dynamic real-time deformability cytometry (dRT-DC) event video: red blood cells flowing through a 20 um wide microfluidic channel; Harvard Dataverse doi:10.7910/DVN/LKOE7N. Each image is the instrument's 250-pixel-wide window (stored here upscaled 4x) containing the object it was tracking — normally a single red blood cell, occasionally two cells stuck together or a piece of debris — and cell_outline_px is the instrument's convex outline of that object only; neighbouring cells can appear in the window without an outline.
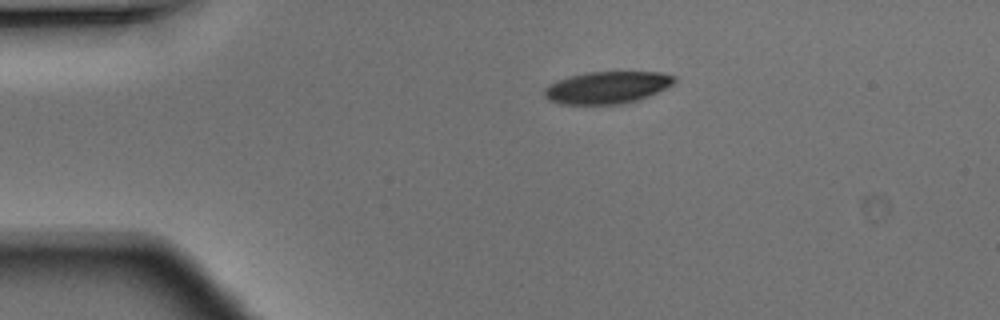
{"species": "Egyptian fruit bat (a non-hibernating species)", "species_latin": "Rousettus aegyptiacus", "temperature_condition": "warm", "stored_images_in_passage": 6, "camera_frame_rate_fps": 3000, "um_per_image_px": 0.085, "animal": {"sex": "male"}, "frame": {"image": 1, "passage_image": 2, "time_ms": 0.333, "image_size_px": [1000, 320], "cell_outline_px": [[676, 80], [672, 84], [648, 96], [636, 100], [620, 104], [560, 104], [548, 100], [544, 96], [544, 88], [548, 84], [572, 76], [588, 72], [660, 72], [676, 76]], "centroid_in_image_um": [51.58, 7.44], "position_along_channel_um": 33.4, "area_um2": 24.1}}